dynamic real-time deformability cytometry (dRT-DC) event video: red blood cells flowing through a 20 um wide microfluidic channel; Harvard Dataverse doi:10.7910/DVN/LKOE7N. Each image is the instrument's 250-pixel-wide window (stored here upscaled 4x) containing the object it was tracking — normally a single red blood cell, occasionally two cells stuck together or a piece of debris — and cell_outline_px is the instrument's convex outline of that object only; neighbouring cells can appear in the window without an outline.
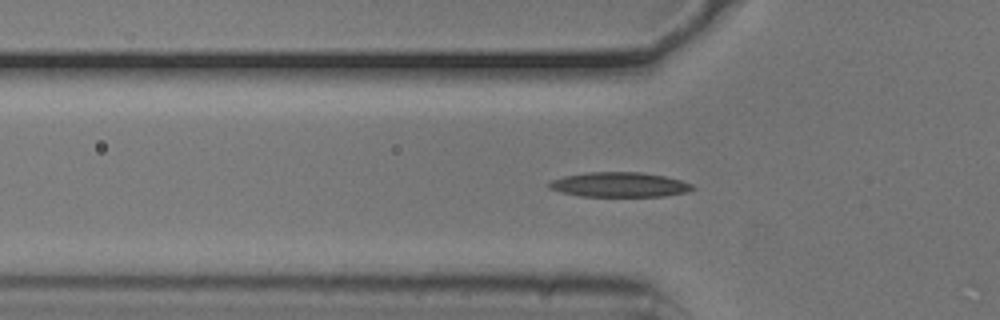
{"species": "common noctule bat (a hibernating species)", "species_latin": "Nyctalus noctula", "temperature_condition": "cold", "stored_images_in_passage": 44, "camera_frame_rate_fps": 3000, "um_per_image_px": 0.085, "animal": {"sex": "male", "body_mass_g": 20.5, "forearm_length_mm": 52.5}, "frame": {"image": 1, "passage_image": 7, "time_ms": 2.0, "image_size_px": [1000, 320], "cell_outline_px": [[696, 188], [688, 192], [664, 196], [580, 196], [560, 192], [548, 188], [548, 180], [564, 176], [588, 172], [640, 172], [664, 176], [680, 180], [692, 184]], "centroid_in_image_um": [52.62, 15.69], "position_along_channel_um": 73.2, "area_um2": 20.81}}
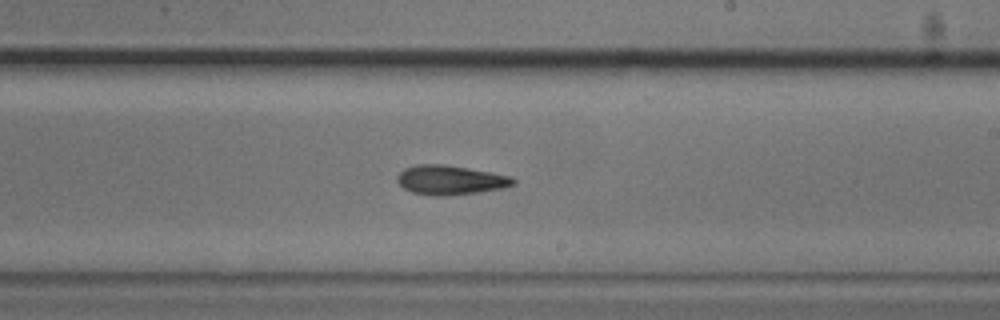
{"frame": {"image": 2, "passage_image": 21, "time_ms": 6.667, "image_size_px": [1000, 320], "cell_outline_px": [[516, 184], [504, 188], [476, 192], [444, 196], [436, 196], [412, 192], [404, 188], [396, 180], [396, 176], [404, 168], [420, 164], [444, 164], [492, 172], [512, 176], [516, 180]], "centroid_in_image_um": [38.3, 15.29], "position_along_channel_um": 250.7, "area_um2": 19.88}}
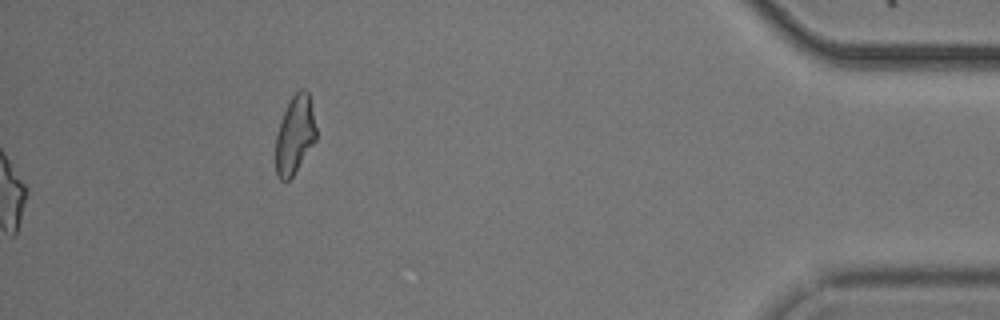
{"frame": {"image": 3, "passage_image": 44, "time_ms": 14.333, "image_size_px": [1000, 320], "cell_outline_px": [[316, 140], [292, 176], [288, 180], [280, 180], [276, 176], [276, 136], [284, 112], [292, 96], [300, 88], [304, 88], [308, 92], [316, 128]], "centroid_in_image_um": [25.06, 11.47], "position_along_channel_um": 410.1, "area_um2": 18.09}, "authors_computed_cell_mechanics": {"area_um2": 19.1607, "velocity_mm_per_s": 3.7833, "shape_relaxation_time_tau1_ms": 4.3417, "shape_relaxation_time_tau2_ms": null, "deformation_change_tau1": 0.147, "deformation_change_tau2": null}}